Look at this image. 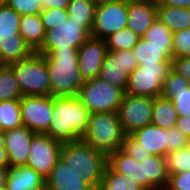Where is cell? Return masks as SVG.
Returning a JSON list of instances; mask_svg holds the SVG:
<instances>
[{"label":"cell","instance_id":"6da1fadb","mask_svg":"<svg viewBox=\"0 0 190 190\" xmlns=\"http://www.w3.org/2000/svg\"><path fill=\"white\" fill-rule=\"evenodd\" d=\"M90 114L77 96L53 97V115L46 134L61 143L80 140Z\"/></svg>","mask_w":190,"mask_h":190},{"label":"cell","instance_id":"7a4b0ae2","mask_svg":"<svg viewBox=\"0 0 190 190\" xmlns=\"http://www.w3.org/2000/svg\"><path fill=\"white\" fill-rule=\"evenodd\" d=\"M43 55L50 75V95L77 96L84 83L78 67V49L48 50Z\"/></svg>","mask_w":190,"mask_h":190},{"label":"cell","instance_id":"3957f363","mask_svg":"<svg viewBox=\"0 0 190 190\" xmlns=\"http://www.w3.org/2000/svg\"><path fill=\"white\" fill-rule=\"evenodd\" d=\"M60 158L93 190H98L107 166L105 154L80 139L63 143Z\"/></svg>","mask_w":190,"mask_h":190},{"label":"cell","instance_id":"277c9868","mask_svg":"<svg viewBox=\"0 0 190 190\" xmlns=\"http://www.w3.org/2000/svg\"><path fill=\"white\" fill-rule=\"evenodd\" d=\"M126 135L117 112L92 113L81 140L108 157L121 149Z\"/></svg>","mask_w":190,"mask_h":190},{"label":"cell","instance_id":"5b68a950","mask_svg":"<svg viewBox=\"0 0 190 190\" xmlns=\"http://www.w3.org/2000/svg\"><path fill=\"white\" fill-rule=\"evenodd\" d=\"M22 96L50 95V75L44 55L33 52L28 58L10 64Z\"/></svg>","mask_w":190,"mask_h":190},{"label":"cell","instance_id":"8992f818","mask_svg":"<svg viewBox=\"0 0 190 190\" xmlns=\"http://www.w3.org/2000/svg\"><path fill=\"white\" fill-rule=\"evenodd\" d=\"M124 93L121 88L96 77L83 83L77 97L91 114L117 112Z\"/></svg>","mask_w":190,"mask_h":190},{"label":"cell","instance_id":"52a82bcc","mask_svg":"<svg viewBox=\"0 0 190 190\" xmlns=\"http://www.w3.org/2000/svg\"><path fill=\"white\" fill-rule=\"evenodd\" d=\"M171 70L172 63L142 64L129 74L125 93L132 96L159 97L163 82Z\"/></svg>","mask_w":190,"mask_h":190},{"label":"cell","instance_id":"ba28073f","mask_svg":"<svg viewBox=\"0 0 190 190\" xmlns=\"http://www.w3.org/2000/svg\"><path fill=\"white\" fill-rule=\"evenodd\" d=\"M154 98L124 93L117 110L121 126L127 135L151 124Z\"/></svg>","mask_w":190,"mask_h":190},{"label":"cell","instance_id":"9c48e42d","mask_svg":"<svg viewBox=\"0 0 190 190\" xmlns=\"http://www.w3.org/2000/svg\"><path fill=\"white\" fill-rule=\"evenodd\" d=\"M90 36L82 22L68 16L63 24L46 31L44 43L37 53L43 55L48 50L79 49Z\"/></svg>","mask_w":190,"mask_h":190},{"label":"cell","instance_id":"30bf717a","mask_svg":"<svg viewBox=\"0 0 190 190\" xmlns=\"http://www.w3.org/2000/svg\"><path fill=\"white\" fill-rule=\"evenodd\" d=\"M62 145L48 134L36 133L29 147L27 166L46 180L60 159Z\"/></svg>","mask_w":190,"mask_h":190},{"label":"cell","instance_id":"8fae6325","mask_svg":"<svg viewBox=\"0 0 190 190\" xmlns=\"http://www.w3.org/2000/svg\"><path fill=\"white\" fill-rule=\"evenodd\" d=\"M127 17V0L96 6L91 36L105 40L111 34L127 27Z\"/></svg>","mask_w":190,"mask_h":190},{"label":"cell","instance_id":"7c38bea8","mask_svg":"<svg viewBox=\"0 0 190 190\" xmlns=\"http://www.w3.org/2000/svg\"><path fill=\"white\" fill-rule=\"evenodd\" d=\"M20 110L23 126L35 133L46 134L53 115V96H23Z\"/></svg>","mask_w":190,"mask_h":190},{"label":"cell","instance_id":"4fadbf2b","mask_svg":"<svg viewBox=\"0 0 190 190\" xmlns=\"http://www.w3.org/2000/svg\"><path fill=\"white\" fill-rule=\"evenodd\" d=\"M137 67L138 62L132 50L107 51L98 77L125 92L129 74Z\"/></svg>","mask_w":190,"mask_h":190},{"label":"cell","instance_id":"5bb4252c","mask_svg":"<svg viewBox=\"0 0 190 190\" xmlns=\"http://www.w3.org/2000/svg\"><path fill=\"white\" fill-rule=\"evenodd\" d=\"M106 40L90 36L78 49V67L83 81L99 76L107 53Z\"/></svg>","mask_w":190,"mask_h":190},{"label":"cell","instance_id":"9a60e30c","mask_svg":"<svg viewBox=\"0 0 190 190\" xmlns=\"http://www.w3.org/2000/svg\"><path fill=\"white\" fill-rule=\"evenodd\" d=\"M3 133L9 165H27L29 158V147L36 133L28 129L26 126L7 130Z\"/></svg>","mask_w":190,"mask_h":190},{"label":"cell","instance_id":"2e32d148","mask_svg":"<svg viewBox=\"0 0 190 190\" xmlns=\"http://www.w3.org/2000/svg\"><path fill=\"white\" fill-rule=\"evenodd\" d=\"M157 19L156 1H128L127 28L140 38Z\"/></svg>","mask_w":190,"mask_h":190},{"label":"cell","instance_id":"e0dca14e","mask_svg":"<svg viewBox=\"0 0 190 190\" xmlns=\"http://www.w3.org/2000/svg\"><path fill=\"white\" fill-rule=\"evenodd\" d=\"M48 190H93L60 158L45 180Z\"/></svg>","mask_w":190,"mask_h":190},{"label":"cell","instance_id":"ac0fdd59","mask_svg":"<svg viewBox=\"0 0 190 190\" xmlns=\"http://www.w3.org/2000/svg\"><path fill=\"white\" fill-rule=\"evenodd\" d=\"M5 190H43L45 179L33 168L9 165Z\"/></svg>","mask_w":190,"mask_h":190},{"label":"cell","instance_id":"d6986e66","mask_svg":"<svg viewBox=\"0 0 190 190\" xmlns=\"http://www.w3.org/2000/svg\"><path fill=\"white\" fill-rule=\"evenodd\" d=\"M139 163L142 165V186L146 190H159L167 186L169 174L165 157L150 155Z\"/></svg>","mask_w":190,"mask_h":190},{"label":"cell","instance_id":"ffe728a7","mask_svg":"<svg viewBox=\"0 0 190 190\" xmlns=\"http://www.w3.org/2000/svg\"><path fill=\"white\" fill-rule=\"evenodd\" d=\"M150 155L165 157L167 149V129L149 124L130 134Z\"/></svg>","mask_w":190,"mask_h":190},{"label":"cell","instance_id":"44dd1931","mask_svg":"<svg viewBox=\"0 0 190 190\" xmlns=\"http://www.w3.org/2000/svg\"><path fill=\"white\" fill-rule=\"evenodd\" d=\"M138 66L142 64L172 63V46H156L150 44V41L140 38L138 43L132 49Z\"/></svg>","mask_w":190,"mask_h":190},{"label":"cell","instance_id":"7402d4cb","mask_svg":"<svg viewBox=\"0 0 190 190\" xmlns=\"http://www.w3.org/2000/svg\"><path fill=\"white\" fill-rule=\"evenodd\" d=\"M19 34L32 51L37 52L42 47L46 35L40 14L21 16Z\"/></svg>","mask_w":190,"mask_h":190},{"label":"cell","instance_id":"603a6c76","mask_svg":"<svg viewBox=\"0 0 190 190\" xmlns=\"http://www.w3.org/2000/svg\"><path fill=\"white\" fill-rule=\"evenodd\" d=\"M33 53L24 39L17 38L0 39V65H10L28 58Z\"/></svg>","mask_w":190,"mask_h":190},{"label":"cell","instance_id":"cb8c5ba5","mask_svg":"<svg viewBox=\"0 0 190 190\" xmlns=\"http://www.w3.org/2000/svg\"><path fill=\"white\" fill-rule=\"evenodd\" d=\"M107 164L115 172L129 176L142 185V165L121 149H118L107 157Z\"/></svg>","mask_w":190,"mask_h":190},{"label":"cell","instance_id":"d4e9b609","mask_svg":"<svg viewBox=\"0 0 190 190\" xmlns=\"http://www.w3.org/2000/svg\"><path fill=\"white\" fill-rule=\"evenodd\" d=\"M157 18L173 33L190 27V19L185 7L157 5Z\"/></svg>","mask_w":190,"mask_h":190},{"label":"cell","instance_id":"484cf974","mask_svg":"<svg viewBox=\"0 0 190 190\" xmlns=\"http://www.w3.org/2000/svg\"><path fill=\"white\" fill-rule=\"evenodd\" d=\"M177 119V111L170 99L162 96L154 98L151 124L163 129H170L176 126Z\"/></svg>","mask_w":190,"mask_h":190},{"label":"cell","instance_id":"4316f807","mask_svg":"<svg viewBox=\"0 0 190 190\" xmlns=\"http://www.w3.org/2000/svg\"><path fill=\"white\" fill-rule=\"evenodd\" d=\"M98 190H146L135 179L115 172L108 164Z\"/></svg>","mask_w":190,"mask_h":190},{"label":"cell","instance_id":"83f0119b","mask_svg":"<svg viewBox=\"0 0 190 190\" xmlns=\"http://www.w3.org/2000/svg\"><path fill=\"white\" fill-rule=\"evenodd\" d=\"M96 4L93 0H70L67 12L76 22H82V26L91 34L94 24Z\"/></svg>","mask_w":190,"mask_h":190},{"label":"cell","instance_id":"f1b7e54d","mask_svg":"<svg viewBox=\"0 0 190 190\" xmlns=\"http://www.w3.org/2000/svg\"><path fill=\"white\" fill-rule=\"evenodd\" d=\"M22 93L10 65H0V102L21 99Z\"/></svg>","mask_w":190,"mask_h":190},{"label":"cell","instance_id":"f546056e","mask_svg":"<svg viewBox=\"0 0 190 190\" xmlns=\"http://www.w3.org/2000/svg\"><path fill=\"white\" fill-rule=\"evenodd\" d=\"M0 126L3 131L23 126L20 99L5 100L0 102Z\"/></svg>","mask_w":190,"mask_h":190},{"label":"cell","instance_id":"4dcf8cb0","mask_svg":"<svg viewBox=\"0 0 190 190\" xmlns=\"http://www.w3.org/2000/svg\"><path fill=\"white\" fill-rule=\"evenodd\" d=\"M19 15L9 5H0V39L17 38L19 34Z\"/></svg>","mask_w":190,"mask_h":190},{"label":"cell","instance_id":"1f68e13d","mask_svg":"<svg viewBox=\"0 0 190 190\" xmlns=\"http://www.w3.org/2000/svg\"><path fill=\"white\" fill-rule=\"evenodd\" d=\"M105 40L108 51L132 50L140 37L126 27L111 34Z\"/></svg>","mask_w":190,"mask_h":190},{"label":"cell","instance_id":"d6a6232c","mask_svg":"<svg viewBox=\"0 0 190 190\" xmlns=\"http://www.w3.org/2000/svg\"><path fill=\"white\" fill-rule=\"evenodd\" d=\"M169 175L190 171V142L183 149L165 155Z\"/></svg>","mask_w":190,"mask_h":190},{"label":"cell","instance_id":"836d02e7","mask_svg":"<svg viewBox=\"0 0 190 190\" xmlns=\"http://www.w3.org/2000/svg\"><path fill=\"white\" fill-rule=\"evenodd\" d=\"M173 32L158 18L145 32L143 38L156 46H172Z\"/></svg>","mask_w":190,"mask_h":190},{"label":"cell","instance_id":"e575fe53","mask_svg":"<svg viewBox=\"0 0 190 190\" xmlns=\"http://www.w3.org/2000/svg\"><path fill=\"white\" fill-rule=\"evenodd\" d=\"M161 96L173 102L178 116L190 114V87L181 91H162Z\"/></svg>","mask_w":190,"mask_h":190},{"label":"cell","instance_id":"d590c367","mask_svg":"<svg viewBox=\"0 0 190 190\" xmlns=\"http://www.w3.org/2000/svg\"><path fill=\"white\" fill-rule=\"evenodd\" d=\"M173 58L190 57V27L173 33Z\"/></svg>","mask_w":190,"mask_h":190},{"label":"cell","instance_id":"8d00e7d4","mask_svg":"<svg viewBox=\"0 0 190 190\" xmlns=\"http://www.w3.org/2000/svg\"><path fill=\"white\" fill-rule=\"evenodd\" d=\"M42 23L46 31L57 28L68 18L67 9L48 8L40 12Z\"/></svg>","mask_w":190,"mask_h":190},{"label":"cell","instance_id":"74e56055","mask_svg":"<svg viewBox=\"0 0 190 190\" xmlns=\"http://www.w3.org/2000/svg\"><path fill=\"white\" fill-rule=\"evenodd\" d=\"M8 5L21 16L40 14L43 10L40 0H9Z\"/></svg>","mask_w":190,"mask_h":190},{"label":"cell","instance_id":"f35d334b","mask_svg":"<svg viewBox=\"0 0 190 190\" xmlns=\"http://www.w3.org/2000/svg\"><path fill=\"white\" fill-rule=\"evenodd\" d=\"M190 139L185 136L181 130L176 127L167 129V149L166 154L175 152L176 150L183 149L188 145Z\"/></svg>","mask_w":190,"mask_h":190},{"label":"cell","instance_id":"ab89813d","mask_svg":"<svg viewBox=\"0 0 190 190\" xmlns=\"http://www.w3.org/2000/svg\"><path fill=\"white\" fill-rule=\"evenodd\" d=\"M121 150L138 162L150 156V154L142 148V145L131 135H126Z\"/></svg>","mask_w":190,"mask_h":190},{"label":"cell","instance_id":"60d3db41","mask_svg":"<svg viewBox=\"0 0 190 190\" xmlns=\"http://www.w3.org/2000/svg\"><path fill=\"white\" fill-rule=\"evenodd\" d=\"M190 87V83L181 75L171 70L163 82L162 91H181Z\"/></svg>","mask_w":190,"mask_h":190},{"label":"cell","instance_id":"b9f144b4","mask_svg":"<svg viewBox=\"0 0 190 190\" xmlns=\"http://www.w3.org/2000/svg\"><path fill=\"white\" fill-rule=\"evenodd\" d=\"M166 187L170 190H190V171L169 175Z\"/></svg>","mask_w":190,"mask_h":190},{"label":"cell","instance_id":"7bdbcfd3","mask_svg":"<svg viewBox=\"0 0 190 190\" xmlns=\"http://www.w3.org/2000/svg\"><path fill=\"white\" fill-rule=\"evenodd\" d=\"M172 70L190 83V57L172 58Z\"/></svg>","mask_w":190,"mask_h":190},{"label":"cell","instance_id":"ee69618b","mask_svg":"<svg viewBox=\"0 0 190 190\" xmlns=\"http://www.w3.org/2000/svg\"><path fill=\"white\" fill-rule=\"evenodd\" d=\"M175 127L190 139V114L178 116Z\"/></svg>","mask_w":190,"mask_h":190},{"label":"cell","instance_id":"f6af8a7d","mask_svg":"<svg viewBox=\"0 0 190 190\" xmlns=\"http://www.w3.org/2000/svg\"><path fill=\"white\" fill-rule=\"evenodd\" d=\"M70 0H40L42 9L61 8L67 9Z\"/></svg>","mask_w":190,"mask_h":190},{"label":"cell","instance_id":"bcb514c9","mask_svg":"<svg viewBox=\"0 0 190 190\" xmlns=\"http://www.w3.org/2000/svg\"><path fill=\"white\" fill-rule=\"evenodd\" d=\"M9 160L5 150L4 133H0V168H7Z\"/></svg>","mask_w":190,"mask_h":190},{"label":"cell","instance_id":"7dc6e473","mask_svg":"<svg viewBox=\"0 0 190 190\" xmlns=\"http://www.w3.org/2000/svg\"><path fill=\"white\" fill-rule=\"evenodd\" d=\"M157 5H166L173 7H189L190 0H156Z\"/></svg>","mask_w":190,"mask_h":190},{"label":"cell","instance_id":"c3c4849f","mask_svg":"<svg viewBox=\"0 0 190 190\" xmlns=\"http://www.w3.org/2000/svg\"><path fill=\"white\" fill-rule=\"evenodd\" d=\"M7 181V170L6 168H0V190L5 189Z\"/></svg>","mask_w":190,"mask_h":190},{"label":"cell","instance_id":"681fc988","mask_svg":"<svg viewBox=\"0 0 190 190\" xmlns=\"http://www.w3.org/2000/svg\"><path fill=\"white\" fill-rule=\"evenodd\" d=\"M93 1L96 4V6H98V5H102V4L117 2L120 0H93Z\"/></svg>","mask_w":190,"mask_h":190},{"label":"cell","instance_id":"f907efd6","mask_svg":"<svg viewBox=\"0 0 190 190\" xmlns=\"http://www.w3.org/2000/svg\"><path fill=\"white\" fill-rule=\"evenodd\" d=\"M9 0H0V5H8Z\"/></svg>","mask_w":190,"mask_h":190},{"label":"cell","instance_id":"816d5d0a","mask_svg":"<svg viewBox=\"0 0 190 190\" xmlns=\"http://www.w3.org/2000/svg\"><path fill=\"white\" fill-rule=\"evenodd\" d=\"M127 1H156V0H127Z\"/></svg>","mask_w":190,"mask_h":190},{"label":"cell","instance_id":"f5cc1de1","mask_svg":"<svg viewBox=\"0 0 190 190\" xmlns=\"http://www.w3.org/2000/svg\"><path fill=\"white\" fill-rule=\"evenodd\" d=\"M187 12H188L189 19H190V6H189V7H187Z\"/></svg>","mask_w":190,"mask_h":190},{"label":"cell","instance_id":"db71d44e","mask_svg":"<svg viewBox=\"0 0 190 190\" xmlns=\"http://www.w3.org/2000/svg\"><path fill=\"white\" fill-rule=\"evenodd\" d=\"M159 190H170V189H168L167 187H164V188H161Z\"/></svg>","mask_w":190,"mask_h":190},{"label":"cell","instance_id":"11a10c76","mask_svg":"<svg viewBox=\"0 0 190 190\" xmlns=\"http://www.w3.org/2000/svg\"><path fill=\"white\" fill-rule=\"evenodd\" d=\"M4 131H3V129L1 128V126H0V133H3Z\"/></svg>","mask_w":190,"mask_h":190}]
</instances>
